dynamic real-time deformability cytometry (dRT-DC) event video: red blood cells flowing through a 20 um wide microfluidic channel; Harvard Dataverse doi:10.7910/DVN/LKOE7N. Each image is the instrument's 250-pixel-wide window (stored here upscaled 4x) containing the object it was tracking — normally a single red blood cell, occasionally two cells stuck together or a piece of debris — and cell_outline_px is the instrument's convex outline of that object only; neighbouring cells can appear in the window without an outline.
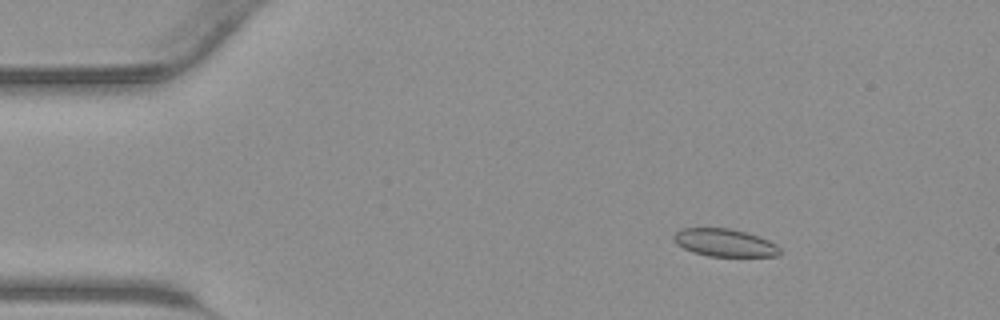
{"species": "common noctule bat (a hibernating species)", "species_latin": "Nyctalus noctula", "temperature_condition": "warm", "stored_images_in_passage": 43, "camera_frame_rate_fps": 3000, "um_per_image_px": 0.085, "animal": {"sex": "male", "body_mass_g": 23.1, "forearm_length_mm": 52.7}, "frame": {"image": 1, "passage_image": 6, "time_ms": 1.667, "image_size_px": [1000, 320], "cell_outline_px": [[780, 256], [708, 256], [692, 252], [676, 244], [672, 236], [680, 228], [728, 228], [744, 232], [768, 240], [776, 244], [780, 248]], "centroid_in_image_um": [61.56, 20.63], "position_along_channel_um": 23.4, "area_um2": 17.05}}
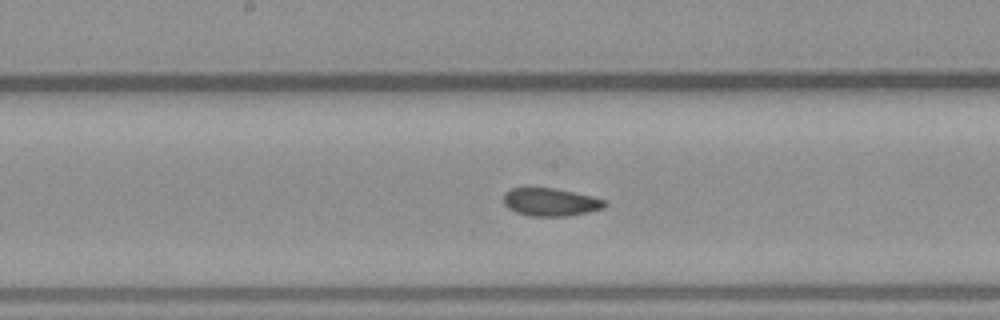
{"frame": {"image": 2, "passage_image": 22, "time_ms": 7.0, "image_size_px": [1000, 320], "cell_outline_px": [[608, 204], [604, 208], [588, 212], [568, 216], [528, 216], [516, 212], [508, 208], [504, 204], [504, 192], [512, 188], [524, 184], [556, 188], [592, 196], [604, 200]], "centroid_in_image_um": [46.73, 17.13], "position_along_channel_um": 201.5, "area_um2": 17.17}}
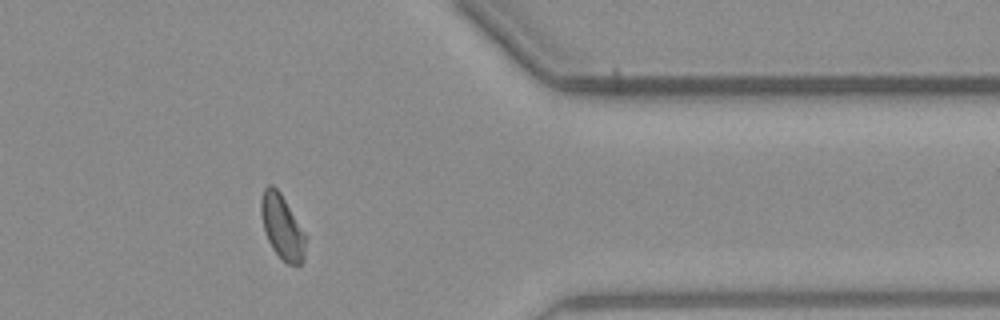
{"frame": {"image": 3, "passage_image": 35, "time_ms": 11.333, "image_size_px": [1000, 320], "cell_outline_px": [[308, 236], [304, 260], [300, 264], [288, 264], [280, 260], [272, 248], [264, 232], [260, 212], [260, 200], [264, 188], [268, 184], [272, 184], [280, 192]], "centroid_in_image_um": [24.0, 19.31], "position_along_channel_um": 387.4, "area_um2": 17.28}}